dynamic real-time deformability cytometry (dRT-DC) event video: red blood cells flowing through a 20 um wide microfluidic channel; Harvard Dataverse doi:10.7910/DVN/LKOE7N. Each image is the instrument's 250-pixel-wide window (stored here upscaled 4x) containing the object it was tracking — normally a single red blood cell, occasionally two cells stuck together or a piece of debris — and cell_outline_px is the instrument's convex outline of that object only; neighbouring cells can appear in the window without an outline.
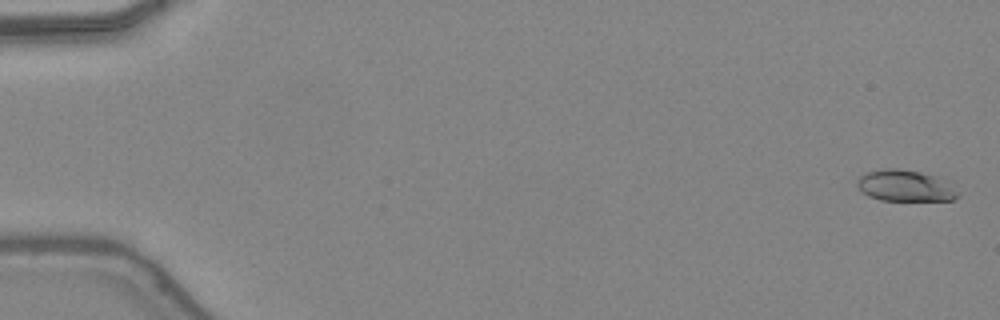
{"species": "common noctule bat (a hibernating species)", "species_latin": "Nyctalus noctula", "temperature_condition": "warm", "stored_images_in_passage": 48, "camera_frame_rate_fps": 3000, "um_per_image_px": 0.085, "animal": {"sex": "female", "body_mass_g": 24.6, "forearm_length_mm": 56.2}, "frame": {"image": 1, "passage_image": 2, "time_ms": 0.333, "image_size_px": [1000, 320], "cell_outline_px": [[960, 196], [952, 200], [880, 200], [868, 196], [860, 192], [856, 184], [856, 180], [860, 176], [868, 172], [884, 168], [900, 168], [920, 172], [952, 180]], "centroid_in_image_um": [76.99, 15.78], "position_along_channel_um": 8.0, "area_um2": 18.9}}
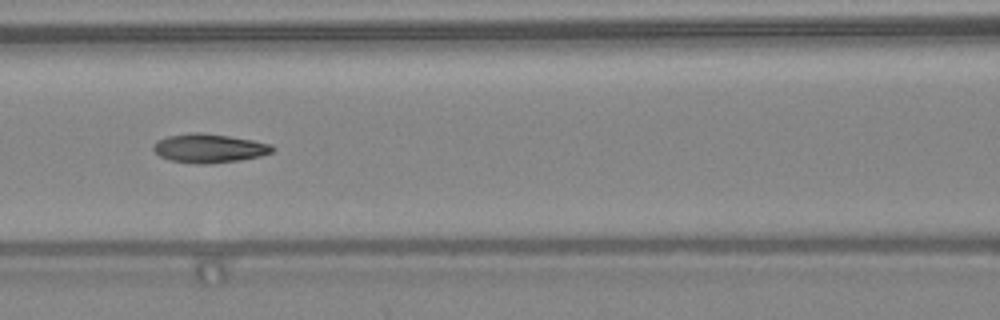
{"frame": {"image": 2, "passage_image": 23, "time_ms": 7.333, "image_size_px": [1000, 320], "cell_outline_px": [[276, 148], [272, 152], [260, 156], [240, 160], [208, 164], [200, 164], [168, 160], [160, 156], [152, 148], [152, 144], [156, 140], [168, 136], [192, 132], [204, 132], [252, 140], [272, 144]], "centroid_in_image_um": [17.76, 12.6], "position_along_channel_um": 148.8, "area_um2": 20.17}}
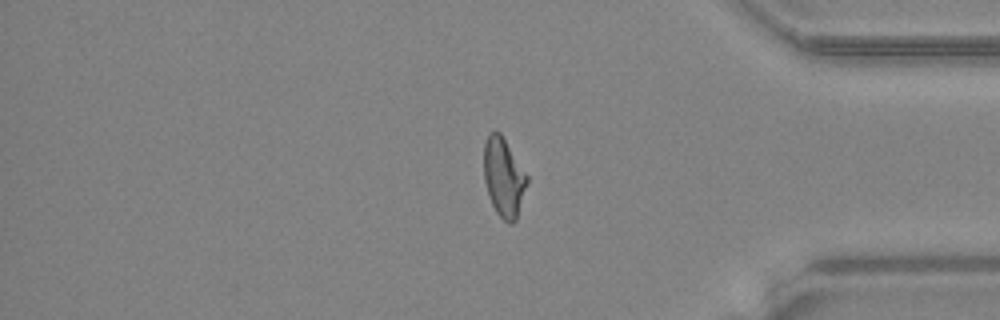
{"frame": {"image": 3, "passage_image": 41, "time_ms": 13.333, "image_size_px": [1000, 320], "cell_outline_px": [[528, 180], [516, 220], [512, 224], [508, 224], [496, 212], [492, 204], [484, 180], [484, 144], [488, 132], [500, 132], [528, 176]], "centroid_in_image_um": [42.81, 15.07], "position_along_channel_um": 392.4, "area_um2": 19.65}, "authors_computed_cell_mechanics": {"area_um2": 19.5942, "velocity_mm_per_s": 4.4273, "shape_relaxation_time_tau1_ms": 4.6408, "shape_relaxation_time_tau2_ms": 1.3591, "deformation_change_tau1": 0.2114, "deformation_change_tau2": 0.0845}}